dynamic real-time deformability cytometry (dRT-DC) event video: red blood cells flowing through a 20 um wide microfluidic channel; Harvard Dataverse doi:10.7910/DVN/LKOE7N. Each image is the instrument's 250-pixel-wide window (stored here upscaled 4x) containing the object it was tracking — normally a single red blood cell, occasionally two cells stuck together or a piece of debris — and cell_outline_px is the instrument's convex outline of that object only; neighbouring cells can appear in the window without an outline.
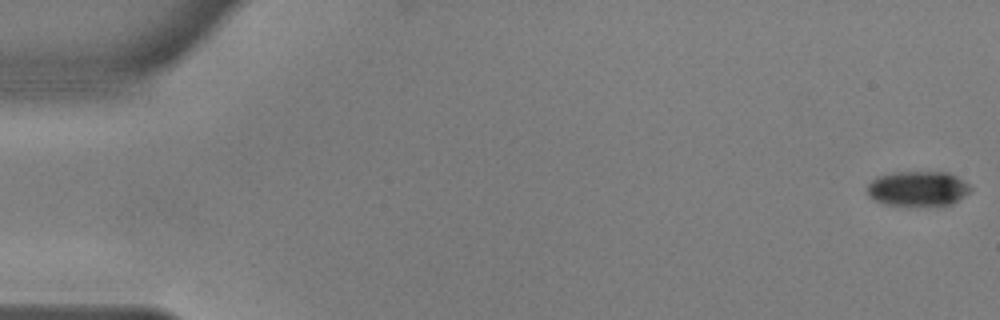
{"species": "common noctule bat (a hibernating species)", "species_latin": "Nyctalus noctula", "temperature_condition": "warm", "stored_images_in_passage": 56, "camera_frame_rate_fps": 3000, "um_per_image_px": 0.085, "animal": {"sex": "male", "body_mass_g": 17.9, "forearm_length_mm": 54.2}, "frame": {"image": 1, "passage_image": 1, "time_ms": 0.0, "image_size_px": [1000, 320], "cell_outline_px": [[972, 188], [968, 192], [952, 204], [916, 208], [884, 204], [872, 200], [868, 196], [868, 184], [876, 176], [896, 172], [948, 172], [956, 176], [968, 184]], "centroid_in_image_um": [77.98, 16.07], "position_along_channel_um": 7.0, "area_um2": 21.62}}
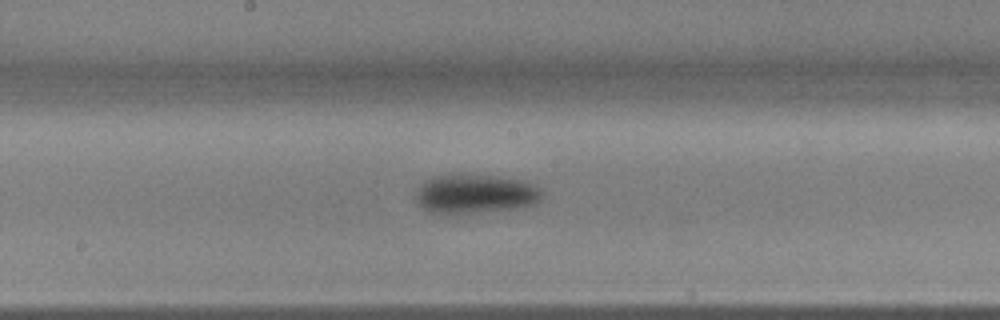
{"frame": {"image": 2, "passage_image": 30, "time_ms": 9.667, "image_size_px": [1000, 320], "cell_outline_px": [[540, 200], [532, 204], [516, 208], [472, 212], [428, 212], [420, 204], [416, 196], [416, 188], [424, 180], [432, 176], [460, 172], [496, 176], [524, 180], [536, 184], [540, 188]], "centroid_in_image_um": [40.37, 16.41], "position_along_channel_um": 207.8, "area_um2": 28.9}}
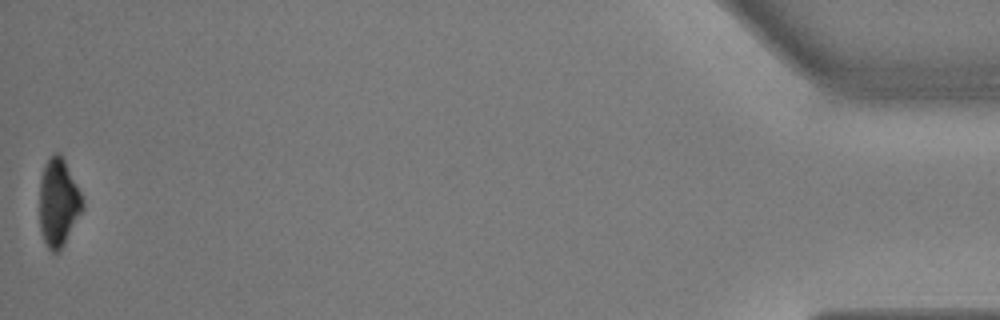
{"frame": {"image": 3, "passage_image": 56, "time_ms": 18.333, "image_size_px": [1000, 320], "cell_outline_px": [[84, 208], [60, 252], [52, 252], [48, 248], [44, 240], [40, 228], [40, 180], [44, 164], [56, 152], [60, 152], [84, 200]], "centroid_in_image_um": [4.97, 17.24], "position_along_channel_um": 430.2, "area_um2": 21.91}, "authors_computed_cell_mechanics": {"area_um2": 25.4031, "velocity_mm_per_s": 3.6361, "shape_relaxation_time_tau1_ms": 4.0329, "shape_relaxation_time_tau2_ms": null, "deformation_change_tau1": 0.1318, "deformation_change_tau2": null}}